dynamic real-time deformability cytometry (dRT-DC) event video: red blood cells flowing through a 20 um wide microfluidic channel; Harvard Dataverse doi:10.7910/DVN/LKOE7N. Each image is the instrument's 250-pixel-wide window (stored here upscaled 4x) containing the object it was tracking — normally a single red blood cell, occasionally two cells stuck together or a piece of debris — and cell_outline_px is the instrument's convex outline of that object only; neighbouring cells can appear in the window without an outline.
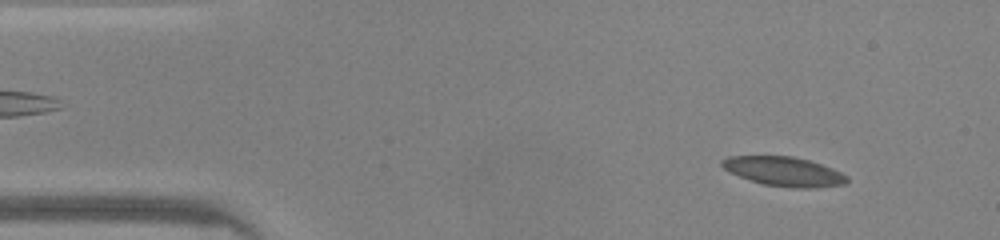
{"species": "common noctule bat (a hibernating species)", "species_latin": "Nyctalus noctula", "temperature_condition": "warm", "stored_images_in_passage": 47, "camera_frame_rate_fps": 3000, "um_per_image_px": 0.085, "animal": {"sex": "male", "body_mass_g": 20.0, "forearm_length_mm": 53.3}, "frame": {"image": 1, "passage_image": 3, "time_ms": 0.667, "image_size_px": [1000, 240], "cell_outline_px": [[848, 180], [844, 184], [816, 188], [796, 188], [764, 184], [740, 176], [724, 168], [720, 164], [720, 160], [728, 156], [792, 156], [808, 160], [832, 168], [848, 176]], "centroid_in_image_um": [66.65, 14.57], "position_along_channel_um": 18.4, "area_um2": 21.1}}
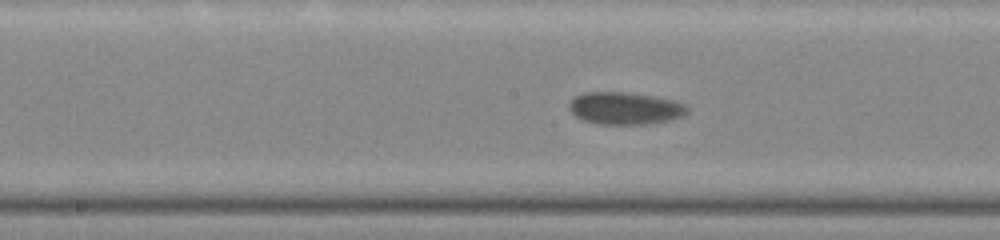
{"frame": {"image": 2, "passage_image": 22, "time_ms": 7.0, "image_size_px": [1000, 240], "cell_outline_px": [[688, 112], [672, 120], [644, 124], [600, 124], [584, 120], [576, 116], [568, 108], [568, 104], [576, 96], [584, 92], [624, 92], [652, 96], [672, 100], [684, 104], [688, 108]], "centroid_in_image_um": [53.11, 9.2], "position_along_channel_um": 195.1, "area_um2": 22.02}}
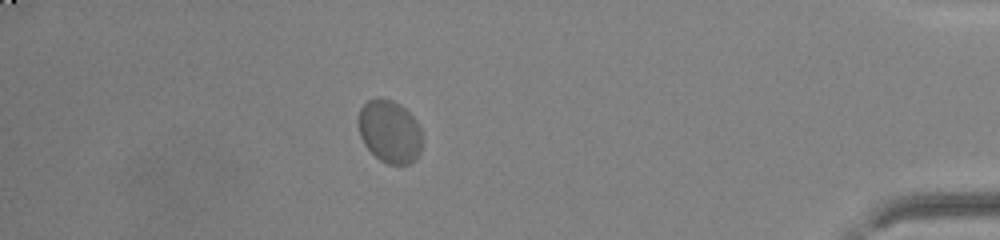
{"frame": {"image": 3, "passage_image": 41, "time_ms": 13.333, "image_size_px": [1000, 240], "cell_outline_px": [[420, 152], [416, 160], [408, 164], [388, 164], [380, 160], [364, 144], [360, 136], [356, 120], [360, 108], [368, 100], [376, 96], [380, 96], [392, 100], [400, 104], [416, 120], [420, 128]], "centroid_in_image_um": [33.08, 11.14], "position_along_channel_um": 402.1, "area_um2": 23.58}, "authors_computed_cell_mechanics": {"area_um2": 21.7906, "velocity_mm_per_s": 4.0687, "shape_relaxation_time_tau1_ms": 3.1748, "shape_relaxation_time_tau2_ms": null, "deformation_change_tau1": 0.0734, "deformation_change_tau2": null}}